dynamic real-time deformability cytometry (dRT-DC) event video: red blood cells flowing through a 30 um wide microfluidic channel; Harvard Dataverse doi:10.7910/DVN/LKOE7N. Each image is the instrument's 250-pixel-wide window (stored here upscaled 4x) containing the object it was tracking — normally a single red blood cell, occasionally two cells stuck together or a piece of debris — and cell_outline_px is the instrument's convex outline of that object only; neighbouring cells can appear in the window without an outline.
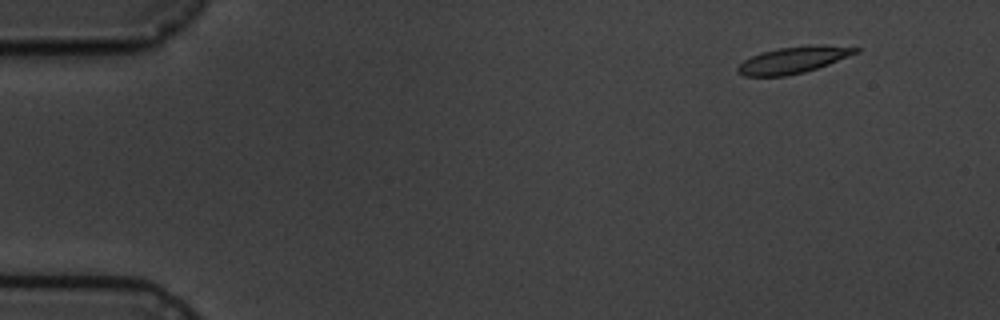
{"species": "common noctule bat (a hibernating species)", "species_latin": "Nyctalus noctula", "temperature_condition": "cold", "stored_images_in_passage": 6, "camera_frame_rate_fps": 3000, "um_per_image_px": 0.085, "animal": {"sex": "male", "body_mass_g": 19.5, "forearm_length_mm": 54.6}, "frame": {"image": 1, "passage_image": 1, "time_ms": 0.0, "image_size_px": [1000, 320], "cell_outline_px": [[860, 52], [828, 64], [804, 72], [784, 76], [744, 76], [736, 72], [736, 68], [744, 60], [760, 52], [776, 48], [812, 44], [824, 44], [860, 48]], "centroid_in_image_um": [67.43, 5.08], "position_along_channel_um": 17.6, "area_um2": 18.44}}
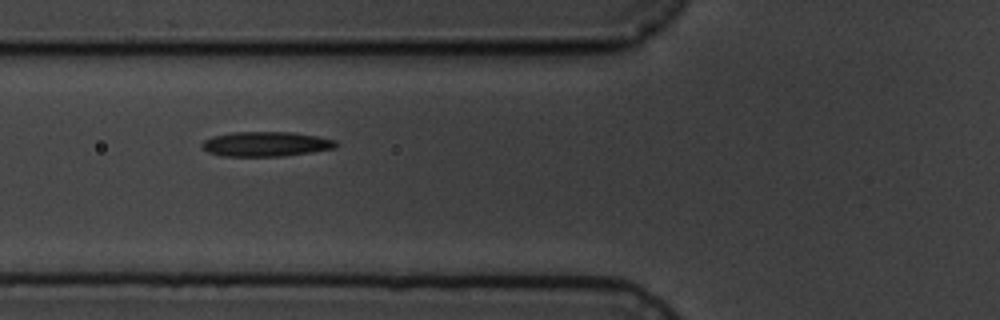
{"frame": {"image": 2, "passage_image": 5, "time_ms": 5.333, "image_size_px": [1000, 320], "cell_outline_px": [[340, 144], [336, 148], [312, 152], [284, 156], [220, 156], [208, 152], [200, 144], [204, 140], [212, 136], [232, 132], [292, 132], [316, 136], [336, 140]], "centroid_in_image_um": [22.62, 12.24], "position_along_channel_um": 103.2, "area_um2": 19.48}}
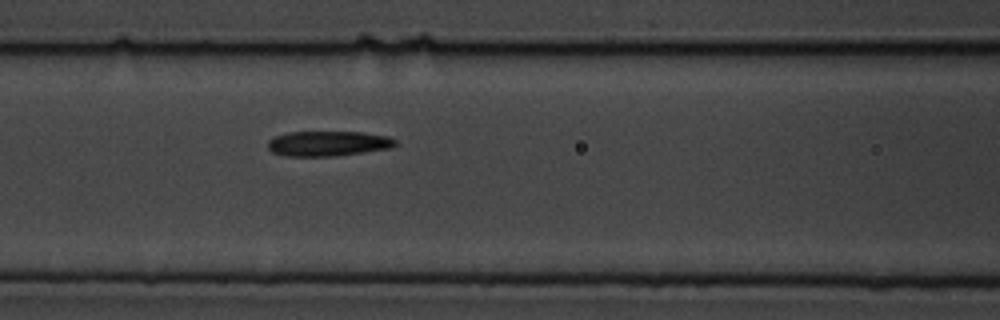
{"frame": {"image": 3, "passage_image": 6, "time_ms": 6.333, "image_size_px": [1000, 320], "cell_outline_px": [[396, 144], [392, 148], [336, 156], [284, 156], [272, 152], [268, 148], [268, 140], [276, 136], [288, 132], [364, 132], [388, 136], [396, 140]], "centroid_in_image_um": [27.89, 12.2], "position_along_channel_um": 138.7, "area_um2": 18.73}}